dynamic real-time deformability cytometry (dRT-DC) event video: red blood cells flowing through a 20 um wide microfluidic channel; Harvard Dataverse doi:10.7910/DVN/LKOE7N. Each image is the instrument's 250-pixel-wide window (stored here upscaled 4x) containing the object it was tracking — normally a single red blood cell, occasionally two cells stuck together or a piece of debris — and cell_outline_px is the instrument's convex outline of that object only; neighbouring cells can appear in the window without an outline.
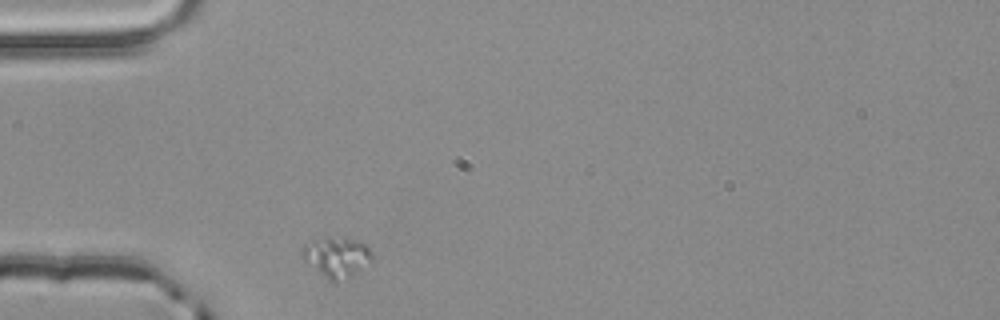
{"species": "common noctule bat (a hibernating species)", "species_latin": "Nyctalus noctula", "temperature_condition": "room temperature", "stored_images_in_passage": 1, "camera_frame_rate_fps": 3000, "um_per_image_px": 0.085, "animal": {"sex": "male", "body_mass_g": 20.4}, "frame": {"image": 1, "passage_image": 1, "time_ms": 0.0, "image_size_px": [1000, 320], "cell_outline_px": [[372, 256], [352, 276], [332, 284], [304, 260], [300, 256], [300, 248], [304, 244], [328, 236], [352, 240], [364, 244], [372, 252]], "centroid_in_image_um": [28.52, 21.86], "position_along_channel_um": 56.5, "area_um2": 16.07}}